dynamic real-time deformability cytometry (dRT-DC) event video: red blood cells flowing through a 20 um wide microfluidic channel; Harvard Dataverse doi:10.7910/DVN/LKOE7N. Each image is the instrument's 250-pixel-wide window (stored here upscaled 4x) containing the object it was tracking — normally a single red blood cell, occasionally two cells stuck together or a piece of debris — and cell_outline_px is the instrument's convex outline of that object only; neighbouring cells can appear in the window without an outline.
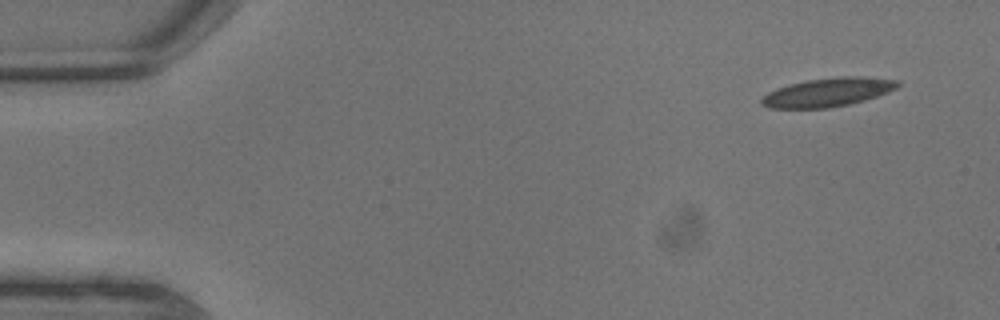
{"species": "common noctule bat (a hibernating species)", "species_latin": "Nyctalus noctula", "temperature_condition": "warm", "stored_images_in_passage": 9, "camera_frame_rate_fps": 3000, "um_per_image_px": 0.085, "animal": {"sex": "male", "body_mass_g": 13.3}, "frame": {"image": 1, "passage_image": 1, "time_ms": 0.0, "image_size_px": [1000, 320], "cell_outline_px": [[900, 84], [896, 88], [888, 92], [864, 100], [848, 104], [828, 108], [768, 108], [760, 104], [760, 100], [768, 92], [776, 88], [808, 80], [840, 76], [860, 76], [900, 80]], "centroid_in_image_um": [70.37, 7.84], "position_along_channel_um": 14.6, "area_um2": 22.66}}
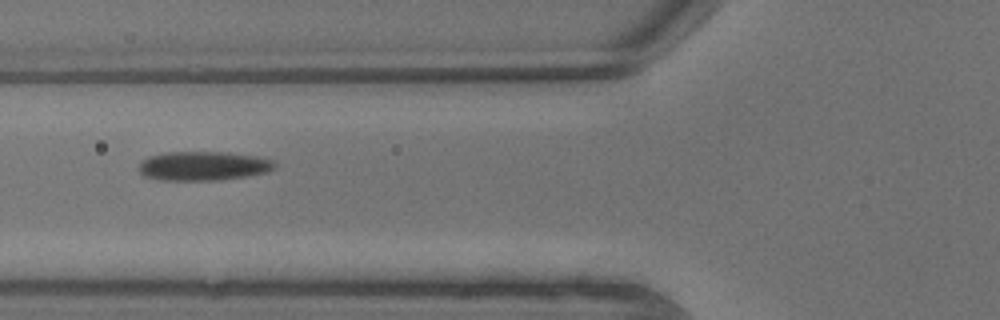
{"frame": {"image": 2, "passage_image": 7, "time_ms": 2.0, "image_size_px": [1000, 320], "cell_outline_px": [[276, 168], [264, 172], [244, 176], [216, 180], [164, 180], [144, 176], [140, 172], [140, 164], [144, 160], [152, 156], [168, 152], [224, 152], [256, 156], [272, 160], [276, 164]], "centroid_in_image_um": [17.3, 14.1], "position_along_channel_um": 108.5, "area_um2": 22.6}}
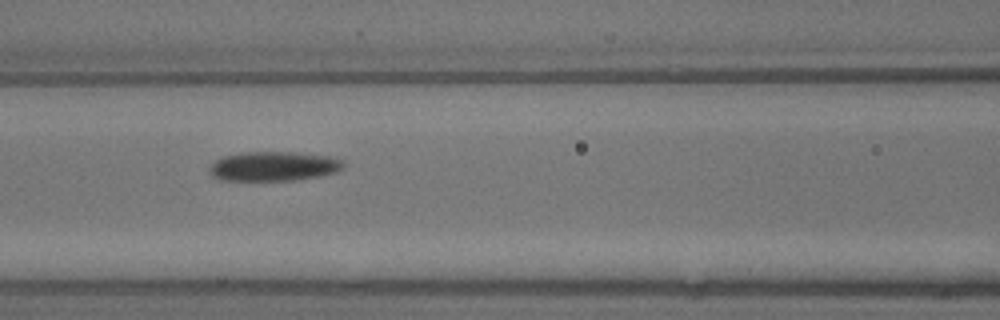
{"frame": {"image": 3, "passage_image": 8, "time_ms": 2.333, "image_size_px": [1000, 320], "cell_outline_px": [[344, 168], [336, 172], [320, 176], [296, 180], [220, 180], [212, 176], [208, 168], [216, 160], [224, 156], [244, 152], [288, 152], [328, 156], [340, 160], [344, 164]], "centroid_in_image_um": [23.24, 14.14], "position_along_channel_um": 143.4, "area_um2": 22.83}}